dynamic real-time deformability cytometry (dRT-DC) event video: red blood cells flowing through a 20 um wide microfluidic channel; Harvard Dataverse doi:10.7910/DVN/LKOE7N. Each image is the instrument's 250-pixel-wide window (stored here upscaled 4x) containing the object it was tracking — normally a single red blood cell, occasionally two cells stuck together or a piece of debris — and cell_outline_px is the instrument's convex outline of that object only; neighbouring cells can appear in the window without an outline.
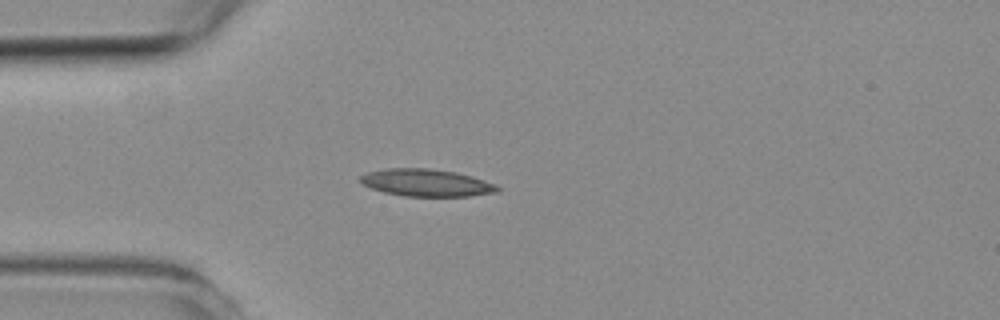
{"species": "common noctule bat (a hibernating species)", "species_latin": "Nyctalus noctula", "temperature_condition": "room temperature", "stored_images_in_passage": 1, "camera_frame_rate_fps": 3000, "um_per_image_px": 0.085, "animal": {"sex": "female", "body_mass_g": 19.3, "forearm_length_mm": 54.1}, "frame": {"image": 1, "passage_image": 1, "time_ms": 0.0, "image_size_px": [1000, 320], "cell_outline_px": [[500, 192], [468, 196], [404, 196], [384, 192], [372, 188], [364, 184], [360, 180], [360, 176], [368, 172], [384, 168], [428, 168], [456, 172], [472, 176], [496, 184], [500, 188]], "centroid_in_image_um": [36.28, 15.53], "position_along_channel_um": 48.7, "area_um2": 21.79}}